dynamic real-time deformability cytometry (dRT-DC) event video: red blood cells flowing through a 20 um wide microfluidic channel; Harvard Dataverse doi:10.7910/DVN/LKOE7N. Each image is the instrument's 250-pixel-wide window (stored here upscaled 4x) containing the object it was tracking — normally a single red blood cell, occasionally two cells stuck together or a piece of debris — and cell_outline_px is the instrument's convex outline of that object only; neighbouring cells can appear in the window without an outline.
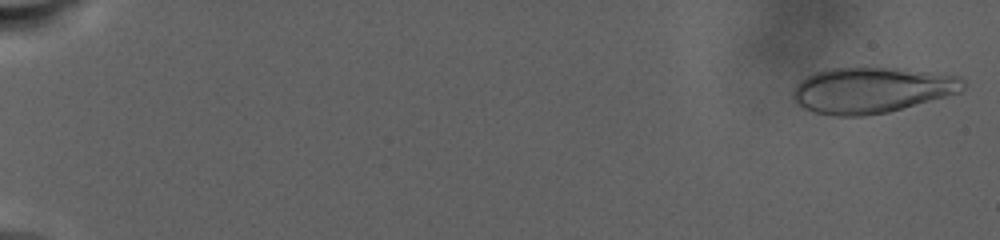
{"species": "human", "species_latin": "Homo sapiens", "temperature_condition": "warm", "stored_images_in_passage": 91, "camera_frame_rate_fps": 3000, "um_per_image_px": 0.085, "donor": {"sex": "male"}, "frame": {"image": 1, "passage_image": 3, "time_ms": 0.333, "image_size_px": [1000, 240], "cell_outline_px": [[964, 88], [960, 92], [888, 112], [864, 116], [832, 116], [812, 112], [796, 104], [792, 100], [792, 92], [796, 84], [800, 80], [816, 72], [832, 68], [900, 68], [960, 76], [964, 80]], "centroid_in_image_um": [74.05, 7.67], "position_along_channel_um": 11.0, "area_um2": 45.49}}
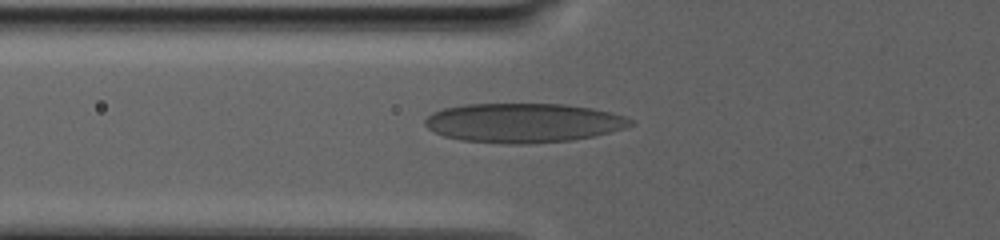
{"frame": {"image": 2, "passage_image": 69, "time_ms": 12.0, "image_size_px": [1000, 240], "cell_outline_px": [[636, 120], [632, 124], [624, 128], [592, 136], [572, 140], [528, 144], [508, 144], [460, 140], [444, 136], [428, 128], [424, 124], [424, 120], [432, 112], [444, 108], [464, 104], [564, 104], [592, 108], [624, 116]], "centroid_in_image_um": [44.46, 10.44], "position_along_channel_um": 81.3, "area_um2": 47.05}}
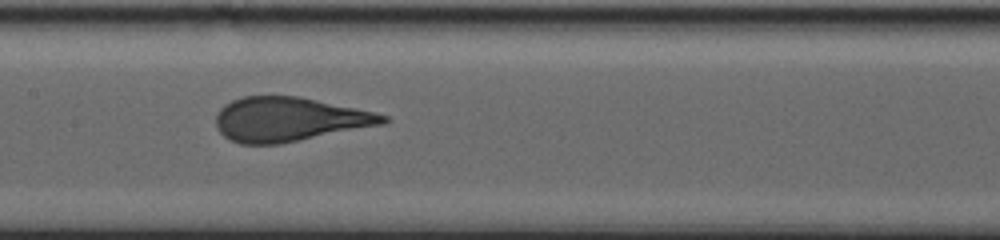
{"frame": {"image": 3, "passage_image": 90, "time_ms": 16.333, "image_size_px": [1000, 240], "cell_outline_px": [[392, 120], [384, 124], [280, 144], [240, 144], [224, 136], [216, 128], [216, 112], [224, 104], [232, 100], [244, 96], [300, 96], [376, 112], [388, 116]], "centroid_in_image_um": [24.58, 10.14], "position_along_channel_um": 182.8, "area_um2": 43.29}}